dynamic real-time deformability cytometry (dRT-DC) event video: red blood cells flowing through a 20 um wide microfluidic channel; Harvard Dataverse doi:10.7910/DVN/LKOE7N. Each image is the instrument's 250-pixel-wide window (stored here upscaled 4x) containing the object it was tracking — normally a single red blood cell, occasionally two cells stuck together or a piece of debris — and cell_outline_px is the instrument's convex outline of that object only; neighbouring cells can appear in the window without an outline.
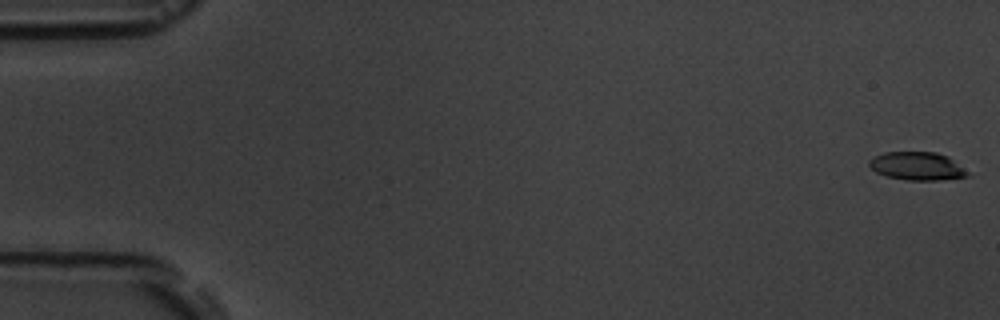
{"species": "common noctule bat (a hibernating species)", "species_latin": "Nyctalus noctula", "temperature_condition": "room temperature", "stored_images_in_passage": 7, "camera_frame_rate_fps": 3000, "um_per_image_px": 0.085, "animal": {"sex": "male", "body_mass_g": 19.5, "forearm_length_mm": 54.6}, "frame": {"image": 1, "passage_image": 1, "time_ms": 0.0, "image_size_px": [1000, 320], "cell_outline_px": [[972, 176], [940, 180], [908, 180], [888, 176], [876, 172], [868, 164], [868, 160], [872, 156], [884, 152], [936, 152], [948, 156], [972, 172]], "centroid_in_image_um": [78.02, 14.11], "position_along_channel_um": 7.0, "area_um2": 16.47}}
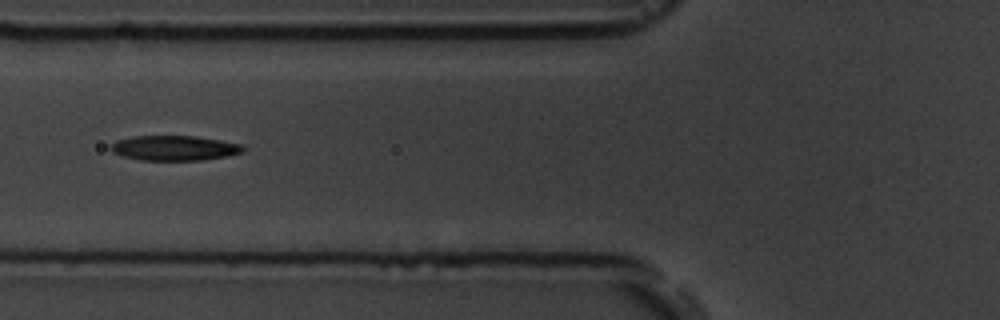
{"frame": {"image": 2, "passage_image": 7, "time_ms": 7.0, "image_size_px": [1000, 320], "cell_outline_px": [[244, 152], [224, 156], [200, 160], [140, 160], [124, 156], [112, 152], [108, 148], [116, 140], [132, 136], [196, 136], [220, 140], [240, 144], [244, 148]], "centroid_in_image_um": [14.78, 12.58], "position_along_channel_um": 111.0, "area_um2": 19.13}}